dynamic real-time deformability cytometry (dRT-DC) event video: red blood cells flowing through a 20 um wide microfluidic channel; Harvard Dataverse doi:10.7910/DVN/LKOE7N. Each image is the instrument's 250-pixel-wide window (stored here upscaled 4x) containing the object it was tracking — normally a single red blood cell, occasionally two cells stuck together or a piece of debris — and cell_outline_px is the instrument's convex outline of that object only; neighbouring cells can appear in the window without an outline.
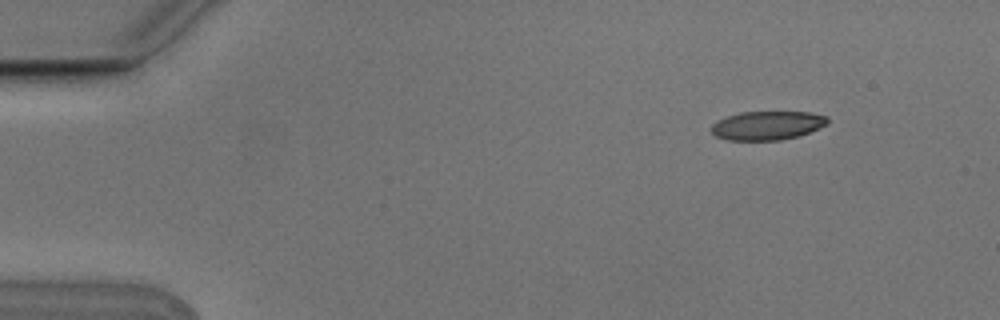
{"species": "Egyptian fruit bat (a non-hibernating species)", "species_latin": "Rousettus aegyptiacus", "temperature_condition": "cold", "stored_images_in_passage": 4, "camera_frame_rate_fps": 3000, "um_per_image_px": 0.085, "animal": {"sex": "male"}, "frame": {"image": 1, "passage_image": 2, "time_ms": 0.333, "image_size_px": [1000, 320], "cell_outline_px": [[828, 124], [808, 132], [796, 136], [780, 140], [728, 140], [716, 136], [712, 132], [712, 124], [716, 120], [740, 112], [808, 112], [828, 116]], "centroid_in_image_um": [65.21, 10.66], "position_along_channel_um": 19.8, "area_um2": 19.36}}